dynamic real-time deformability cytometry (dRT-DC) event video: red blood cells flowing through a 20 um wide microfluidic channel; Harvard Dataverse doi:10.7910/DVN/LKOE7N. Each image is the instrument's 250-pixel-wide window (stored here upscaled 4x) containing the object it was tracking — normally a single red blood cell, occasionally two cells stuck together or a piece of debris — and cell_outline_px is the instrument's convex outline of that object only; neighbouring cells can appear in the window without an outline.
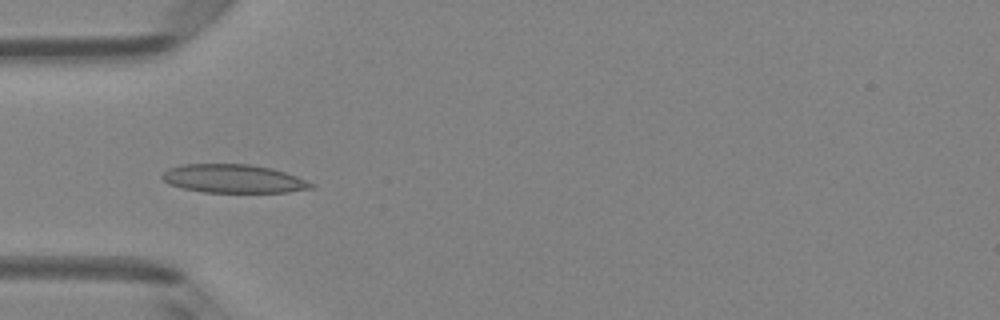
{"species": "Egyptian fruit bat (a non-hibernating species)", "species_latin": "Rousettus aegyptiacus", "temperature_condition": "room temperature", "stored_images_in_passage": 7, "camera_frame_rate_fps": 3000, "um_per_image_px": 0.085, "animal": {"sex": "female"}, "frame": {"image": 1, "passage_image": 4, "time_ms": 1.0, "image_size_px": [1000, 320], "cell_outline_px": [[316, 188], [288, 192], [204, 192], [184, 188], [168, 184], [160, 176], [168, 168], [180, 164], [252, 164], [272, 168], [296, 176], [316, 184]], "centroid_in_image_um": [19.87, 15.18], "position_along_channel_um": 65.1, "area_um2": 24.85}}
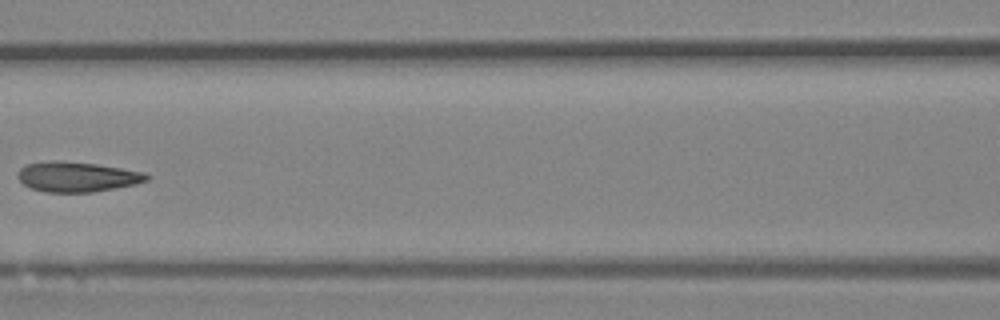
{"frame": {"image": 2, "passage_image": 6, "time_ms": 1.667, "image_size_px": [1000, 320], "cell_outline_px": [[152, 176], [148, 180], [136, 184], [92, 192], [44, 192], [32, 188], [24, 184], [16, 176], [16, 172], [24, 164], [52, 160], [60, 160], [96, 164], [144, 172]], "centroid_in_image_um": [6.52, 15.02], "position_along_channel_um": 160.1, "area_um2": 22.72}}
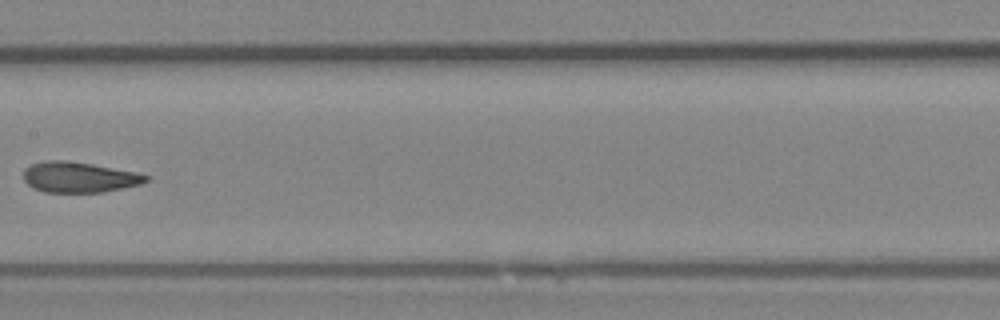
{"frame": {"image": 3, "passage_image": 7, "time_ms": 2.0, "image_size_px": [1000, 320], "cell_outline_px": [[152, 176], [148, 180], [140, 184], [104, 192], [44, 192], [32, 188], [24, 180], [24, 168], [32, 164], [44, 160], [64, 160], [92, 164], [136, 172]], "centroid_in_image_um": [6.71, 15.06], "position_along_channel_um": 200.7, "area_um2": 21.85}}